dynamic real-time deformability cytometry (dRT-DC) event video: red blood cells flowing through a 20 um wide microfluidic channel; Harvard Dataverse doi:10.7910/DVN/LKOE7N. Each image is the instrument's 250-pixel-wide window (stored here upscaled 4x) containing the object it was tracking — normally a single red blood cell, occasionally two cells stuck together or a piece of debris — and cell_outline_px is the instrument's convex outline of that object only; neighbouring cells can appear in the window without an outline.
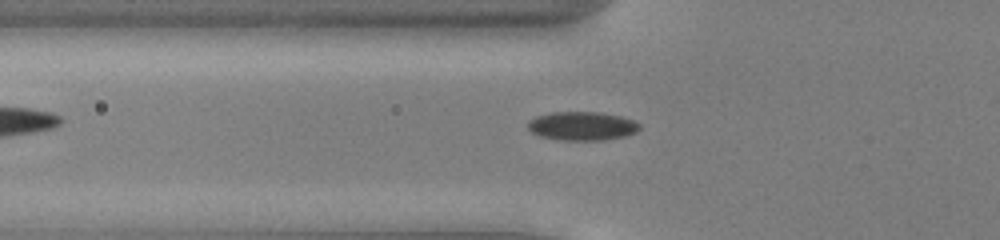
{"species": "common noctule bat (a hibernating species)", "species_latin": "Nyctalus noctula", "temperature_condition": "cold", "stored_images_in_passage": 47, "camera_frame_rate_fps": 3000, "um_per_image_px": 0.085, "animal": {"sex": "male", "body_mass_g": 13.0, "forearm_length_mm": 53.1}, "frame": {"image": 1, "passage_image": 13, "time_ms": 4.0, "image_size_px": [1000, 240], "cell_outline_px": [[640, 128], [636, 132], [624, 136], [604, 140], [560, 140], [540, 136], [532, 132], [528, 128], [528, 120], [536, 116], [552, 112], [600, 112], [620, 116], [632, 120], [640, 124]], "centroid_in_image_um": [49.46, 10.71], "position_along_channel_um": 76.3, "area_um2": 18.67}}
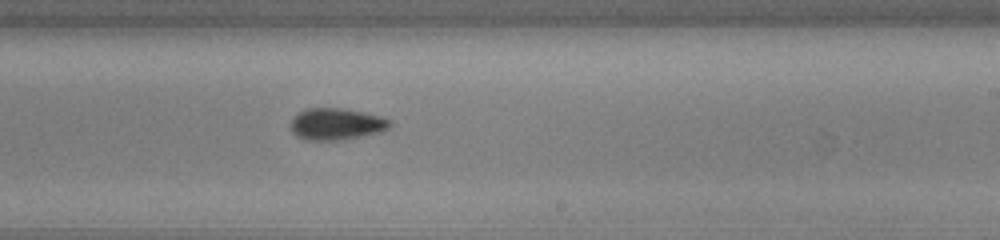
{"frame": {"image": 2, "passage_image": 27, "time_ms": 8.667, "image_size_px": [1000, 240], "cell_outline_px": [[392, 124], [388, 128], [380, 132], [360, 136], [336, 140], [308, 140], [296, 136], [292, 132], [292, 116], [308, 108], [340, 108], [380, 116], [392, 120]], "centroid_in_image_um": [28.58, 10.54], "position_along_channel_um": 260.4, "area_um2": 18.09}}
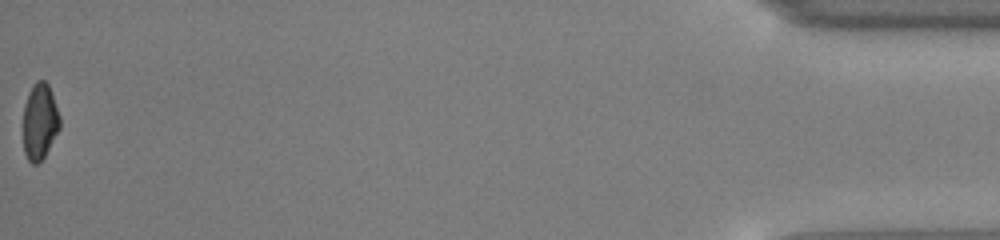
{"frame": {"image": 3, "passage_image": 47, "time_ms": 15.333, "image_size_px": [1000, 240], "cell_outline_px": [[60, 128], [44, 156], [36, 164], [32, 164], [28, 160], [24, 152], [24, 104], [28, 92], [32, 84], [36, 80], [44, 80], [48, 84], [60, 120]], "centroid_in_image_um": [3.36, 10.31], "position_along_channel_um": 431.8, "area_um2": 16.01}, "authors_computed_cell_mechanics": {"area_um2": 17.629, "velocity_mm_per_s": 3.9431, "shape_relaxation_time_tau1_ms": 1.8994, "shape_relaxation_time_tau2_ms": 3.8949, "deformation_change_tau1": 0.099, "deformation_change_tau2": 0.0873}}